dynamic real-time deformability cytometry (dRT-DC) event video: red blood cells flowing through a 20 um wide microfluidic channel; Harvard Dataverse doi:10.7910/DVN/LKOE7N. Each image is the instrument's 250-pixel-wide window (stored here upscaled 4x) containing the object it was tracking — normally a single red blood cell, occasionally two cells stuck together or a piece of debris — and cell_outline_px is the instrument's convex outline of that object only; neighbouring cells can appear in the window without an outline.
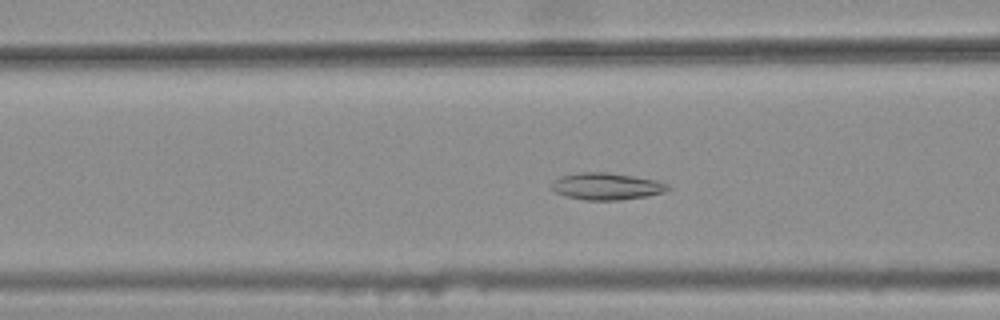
{"species": "common noctule bat (a hibernating species)", "species_latin": "Nyctalus noctula", "temperature_condition": "warm", "stored_images_in_passage": 34, "camera_frame_rate_fps": 3000, "um_per_image_px": 0.085, "animal": {"sex": "female", "body_mass_g": 25.1}, "frame": {"image": 1, "passage_image": 10, "time_ms": 3.0, "image_size_px": [1000, 320], "cell_outline_px": [[672, 188], [664, 192], [648, 196], [620, 200], [584, 200], [564, 196], [556, 192], [552, 188], [552, 180], [560, 176], [576, 172], [604, 172], [632, 176], [656, 180], [668, 184]], "centroid_in_image_um": [51.54, 15.84], "position_along_channel_um": 115.1, "area_um2": 18.38}}
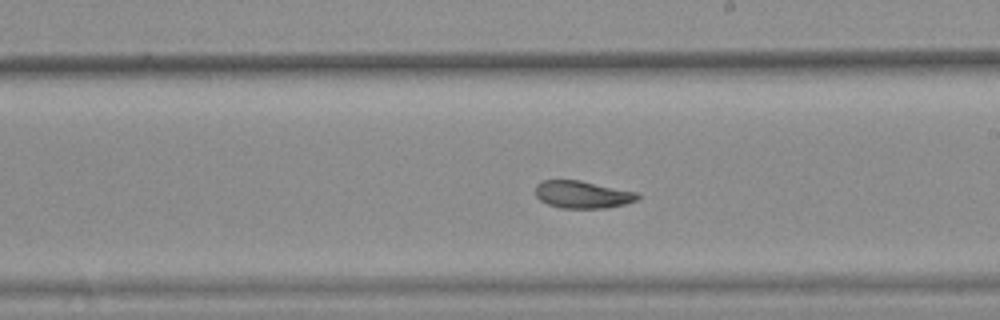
{"frame": {"image": 2, "passage_image": 20, "time_ms": 6.333, "image_size_px": [1000, 320], "cell_outline_px": [[640, 196], [636, 200], [624, 204], [608, 208], [560, 208], [548, 204], [540, 200], [536, 196], [536, 184], [544, 180], [580, 180], [636, 192]], "centroid_in_image_um": [49.49, 16.54], "position_along_channel_um": 239.5, "area_um2": 16.24}}
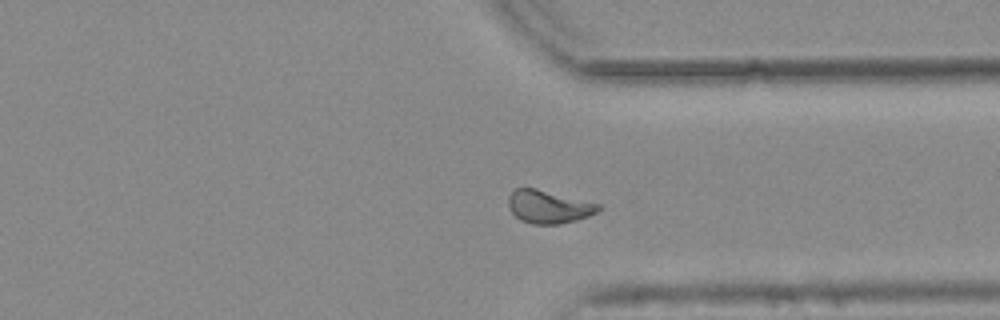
{"frame": {"image": 3, "passage_image": 30, "time_ms": 9.667, "image_size_px": [1000, 320], "cell_outline_px": [[604, 208], [588, 216], [576, 220], [560, 224], [532, 224], [520, 220], [512, 212], [508, 204], [508, 196], [516, 188], [536, 188], [600, 204]], "centroid_in_image_um": [46.64, 17.58], "position_along_channel_um": 364.8, "area_um2": 17.28}, "authors_computed_cell_mechanics": {"area_um2": 16.9354, "velocity_mm_per_s": 3.7517, "shape_relaxation_time_tau1_ms": null, "shape_relaxation_time_tau2_ms": 2.9907, "deformation_change_tau1": null, "deformation_change_tau2": 0.0777}}